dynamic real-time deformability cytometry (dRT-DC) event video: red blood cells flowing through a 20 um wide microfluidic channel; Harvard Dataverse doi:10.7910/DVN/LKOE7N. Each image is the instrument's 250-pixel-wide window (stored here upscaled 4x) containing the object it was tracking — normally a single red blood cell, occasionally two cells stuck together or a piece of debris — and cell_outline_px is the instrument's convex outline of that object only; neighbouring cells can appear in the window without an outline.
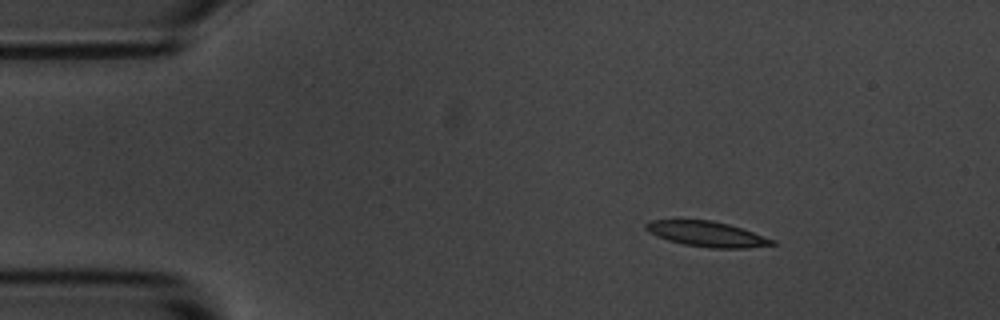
{"species": "common noctule bat (a hibernating species)", "species_latin": "Nyctalus noctula", "temperature_condition": "room temperature", "stored_images_in_passage": 4, "camera_frame_rate_fps": 3000, "um_per_image_px": 0.085, "animal": {"sex": "male", "body_mass_g": 20.1, "forearm_length_mm": 53.5}, "frame": {"image": 1, "passage_image": 2, "time_ms": 1.333, "image_size_px": [1000, 320], "cell_outline_px": [[776, 244], [748, 248], [712, 248], [684, 244], [668, 240], [648, 232], [644, 228], [644, 224], [652, 220], [712, 220], [728, 224], [776, 240]], "centroid_in_image_um": [60.08, 19.89], "position_along_channel_um": 24.9, "area_um2": 18.44}}